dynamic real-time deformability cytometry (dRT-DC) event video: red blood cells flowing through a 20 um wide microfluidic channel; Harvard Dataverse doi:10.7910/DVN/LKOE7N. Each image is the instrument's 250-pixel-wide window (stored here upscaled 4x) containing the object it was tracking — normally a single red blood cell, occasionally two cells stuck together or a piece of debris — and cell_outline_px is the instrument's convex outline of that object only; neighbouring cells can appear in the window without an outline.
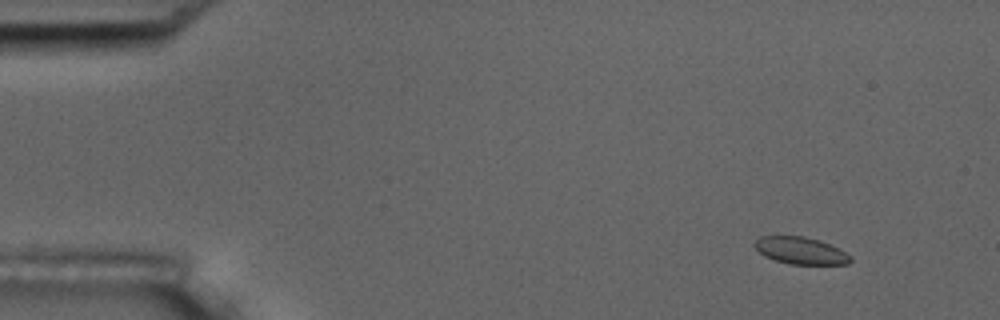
{"species": "common noctule bat (a hibernating species)", "species_latin": "Nyctalus noctula", "temperature_condition": "room temperature", "stored_images_in_passage": 5, "camera_frame_rate_fps": 3000, "um_per_image_px": 0.085, "animal": {"sex": "male", "body_mass_g": 17.5, "forearm_length_mm": 52.3}, "frame": {"image": 1, "passage_image": 2, "time_ms": 1.333, "image_size_px": [1000, 320], "cell_outline_px": [[852, 260], [848, 264], [788, 264], [764, 256], [752, 244], [760, 236], [804, 236], [820, 240], [852, 256]], "centroid_in_image_um": [68.04, 21.3], "position_along_channel_um": 17.0, "area_um2": 15.03}}
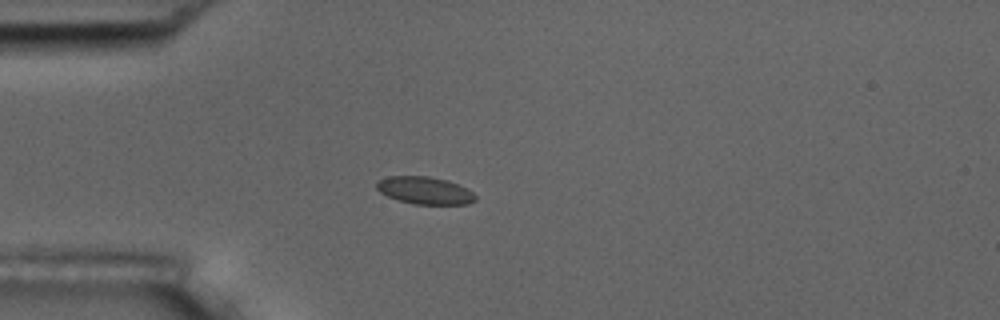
{"frame": {"image": 2, "passage_image": 5, "time_ms": 4.667, "image_size_px": [1000, 320], "cell_outline_px": [[476, 200], [468, 204], [412, 204], [388, 196], [380, 192], [376, 188], [376, 180], [388, 176], [428, 176], [448, 180], [468, 188], [476, 196]], "centroid_in_image_um": [36.11, 16.18], "position_along_channel_um": 48.9, "area_um2": 15.9}}